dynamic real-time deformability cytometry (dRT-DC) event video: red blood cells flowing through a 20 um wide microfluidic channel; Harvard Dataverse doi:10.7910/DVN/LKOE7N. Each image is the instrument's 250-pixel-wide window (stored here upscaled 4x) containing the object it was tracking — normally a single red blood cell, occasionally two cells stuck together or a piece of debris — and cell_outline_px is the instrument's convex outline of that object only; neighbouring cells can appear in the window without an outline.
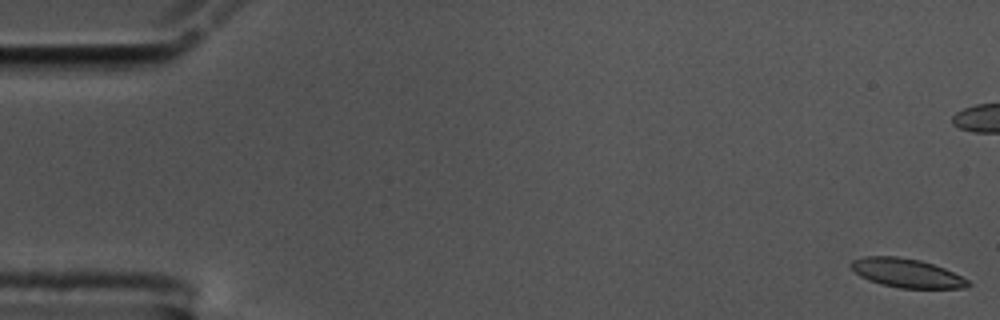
{"species": "common noctule bat (a hibernating species)", "species_latin": "Nyctalus noctula", "temperature_condition": "cold", "stored_images_in_passage": 16, "camera_frame_rate_fps": 3000, "um_per_image_px": 0.085, "animal": {"sex": "male", "body_mass_g": 17.5, "forearm_length_mm": 52.3}, "frame": {"image": 1, "passage_image": 1, "time_ms": 0.0, "image_size_px": [1000, 320], "cell_outline_px": [[972, 284], [968, 288], [900, 288], [880, 284], [868, 280], [852, 272], [848, 264], [852, 260], [864, 256], [896, 256], [920, 260], [944, 268], [968, 280]], "centroid_in_image_um": [77.01, 23.21], "position_along_channel_um": 8.0, "area_um2": 19.88}}